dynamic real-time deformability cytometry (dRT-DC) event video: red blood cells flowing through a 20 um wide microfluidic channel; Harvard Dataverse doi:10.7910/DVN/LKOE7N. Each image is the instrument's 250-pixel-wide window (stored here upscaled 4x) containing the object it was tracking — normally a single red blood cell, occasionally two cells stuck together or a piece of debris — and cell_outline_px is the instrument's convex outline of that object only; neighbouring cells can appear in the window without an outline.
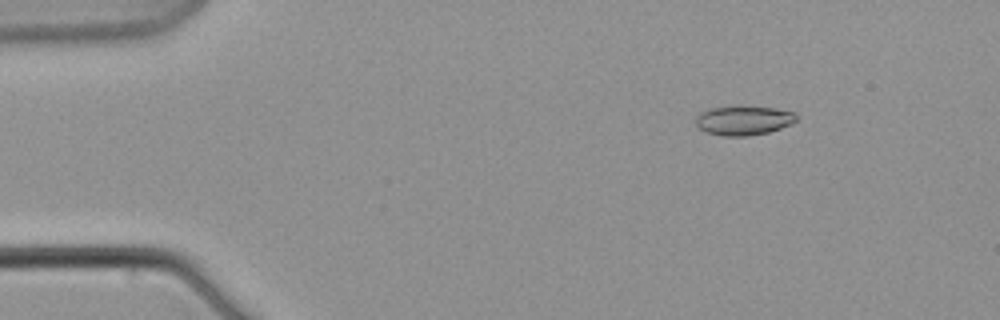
{"species": "common noctule bat (a hibernating species)", "species_latin": "Nyctalus noctula", "temperature_condition": "warm", "stored_images_in_passage": 8, "camera_frame_rate_fps": 3000, "um_per_image_px": 0.085, "animal": {"sex": "male", "body_mass_g": 21.5, "forearm_length_mm": 52.0}, "frame": {"image": 1, "passage_image": 2, "time_ms": 2.0, "image_size_px": [1000, 320], "cell_outline_px": [[796, 120], [792, 124], [768, 132], [748, 136], [724, 136], [704, 132], [696, 124], [696, 116], [700, 112], [712, 108], [732, 104], [736, 104], [776, 108], [792, 112], [796, 116]], "centroid_in_image_um": [63.17, 10.2], "position_along_channel_um": 21.8, "area_um2": 17.63}}
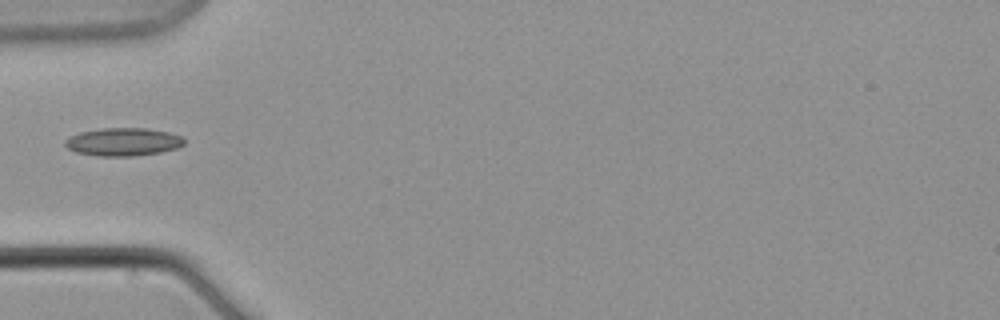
{"frame": {"image": 2, "passage_image": 6, "time_ms": 7.0, "image_size_px": [1000, 320], "cell_outline_px": [[184, 144], [176, 148], [160, 152], [132, 156], [96, 156], [76, 152], [68, 148], [64, 144], [64, 140], [80, 132], [100, 128], [148, 128], [168, 132], [180, 136], [184, 140]], "centroid_in_image_um": [10.45, 12.06], "position_along_channel_um": 74.6, "area_um2": 19.36}}
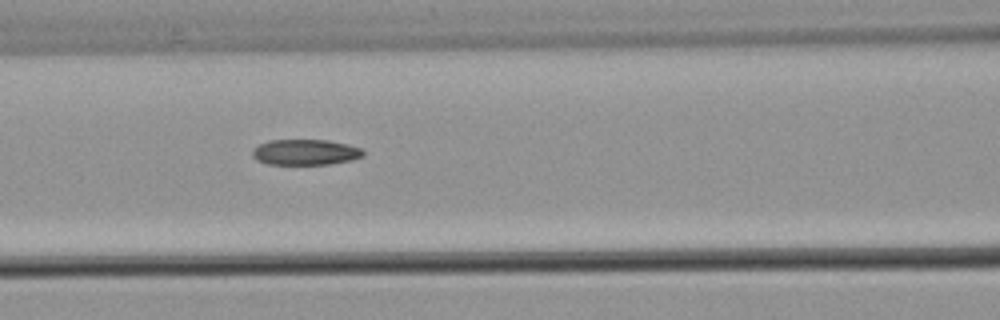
{"frame": {"image": 3, "passage_image": 8, "time_ms": 9.333, "image_size_px": [1000, 320], "cell_outline_px": [[364, 156], [352, 160], [328, 164], [268, 164], [256, 160], [252, 156], [252, 148], [268, 140], [328, 140], [348, 144], [360, 148], [364, 152]], "centroid_in_image_um": [25.94, 12.93], "position_along_channel_um": 140.7, "area_um2": 16.65}}